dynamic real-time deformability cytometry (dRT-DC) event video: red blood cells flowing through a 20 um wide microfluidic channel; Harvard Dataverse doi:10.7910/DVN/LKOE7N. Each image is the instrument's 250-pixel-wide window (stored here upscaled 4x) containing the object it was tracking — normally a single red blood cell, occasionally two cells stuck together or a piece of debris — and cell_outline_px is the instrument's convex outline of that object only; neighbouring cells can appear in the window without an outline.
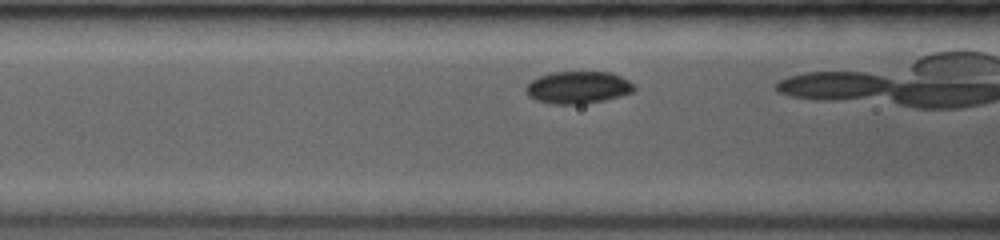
{"species": "common noctule bat (a hibernating species)", "species_latin": "Nyctalus noctula", "temperature_condition": "room temperature", "stored_images_in_passage": 6, "camera_frame_rate_fps": 3500, "um_per_image_px": 0.085, "animal": {"sex": "female", "body_mass_g": 19.0, "forearm_length_mm": 53.3}, "frame": {"image": 1, "passage_image": 4, "time_ms": 1.143, "image_size_px": [1000, 240], "cell_outline_px": [[636, 88], [632, 92], [620, 96], [604, 100], [580, 104], [552, 104], [536, 100], [528, 96], [524, 92], [524, 88], [532, 80], [540, 76], [552, 72], [612, 72], [628, 80]], "centroid_in_image_um": [49.1, 7.43], "position_along_channel_um": 117.5, "area_um2": 20.35}}